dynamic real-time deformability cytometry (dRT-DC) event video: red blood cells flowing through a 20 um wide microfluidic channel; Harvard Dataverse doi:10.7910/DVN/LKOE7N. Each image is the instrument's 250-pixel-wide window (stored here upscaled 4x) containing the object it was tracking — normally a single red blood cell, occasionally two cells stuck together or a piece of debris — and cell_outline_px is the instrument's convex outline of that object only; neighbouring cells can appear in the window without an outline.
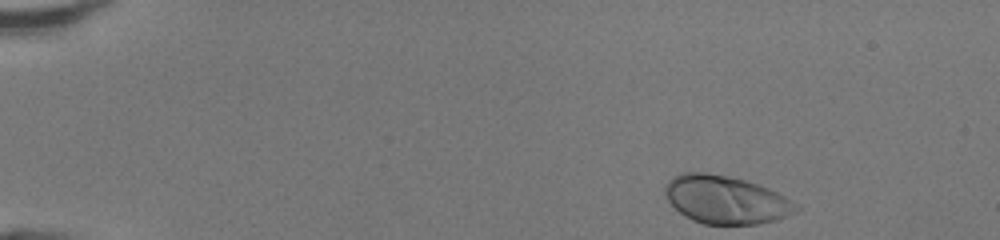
{"species": "human", "species_latin": "Homo sapiens", "temperature_condition": "room temperature", "stored_images_in_passage": 43, "camera_frame_rate_fps": 3000, "um_per_image_px": 0.085, "donor": {"sex": "female"}, "frame": {"image": 1, "passage_image": 1, "time_ms": 0.0, "image_size_px": [1000, 240], "cell_outline_px": [[800, 208], [796, 212], [776, 220], [756, 224], [704, 224], [692, 220], [684, 216], [668, 200], [664, 192], [664, 184], [672, 176], [680, 172], [704, 172], [728, 176], [744, 180], [768, 188], [784, 196], [796, 204]], "centroid_in_image_um": [61.65, 16.97], "position_along_channel_um": 23.3, "area_um2": 36.65}}
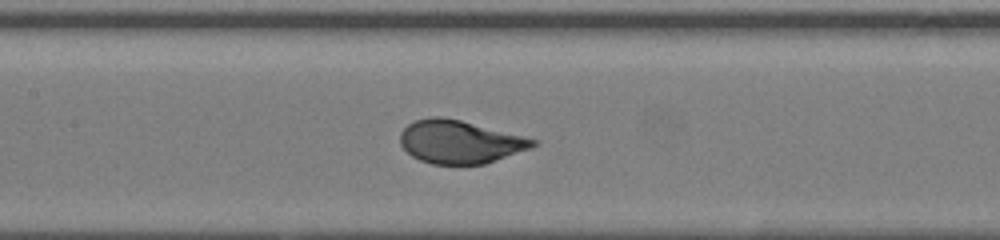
{"frame": {"image": 2, "passage_image": 19, "time_ms": 6.0, "image_size_px": [1000, 240], "cell_outline_px": [[540, 144], [532, 148], [484, 164], [432, 164], [420, 160], [412, 156], [400, 144], [400, 132], [408, 124], [416, 120], [432, 116], [440, 116], [460, 120], [540, 140]], "centroid_in_image_um": [39.11, 12.05], "position_along_channel_um": 168.3, "area_um2": 33.35}}
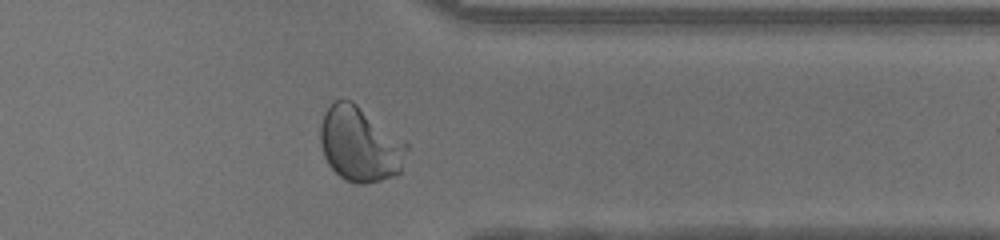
{"frame": {"image": 3, "passage_image": 34, "time_ms": 11.0, "image_size_px": [1000, 240], "cell_outline_px": [[408, 148], [400, 172], [392, 176], [380, 180], [364, 184], [356, 184], [344, 180], [328, 164], [324, 156], [320, 144], [320, 124], [324, 112], [336, 100], [352, 100], [408, 144]], "centroid_in_image_um": [30.57, 12.27], "position_along_channel_um": 380.8, "area_um2": 37.51}, "authors_computed_cell_mechanics": {"area_um2": 34.5066, "velocity_mm_per_s": 4.3058, "shape_relaxation_time_tau1_ms": 2.5168, "shape_relaxation_time_tau2_ms": null, "deformation_change_tau1": 0.1696, "deformation_change_tau2": null}}